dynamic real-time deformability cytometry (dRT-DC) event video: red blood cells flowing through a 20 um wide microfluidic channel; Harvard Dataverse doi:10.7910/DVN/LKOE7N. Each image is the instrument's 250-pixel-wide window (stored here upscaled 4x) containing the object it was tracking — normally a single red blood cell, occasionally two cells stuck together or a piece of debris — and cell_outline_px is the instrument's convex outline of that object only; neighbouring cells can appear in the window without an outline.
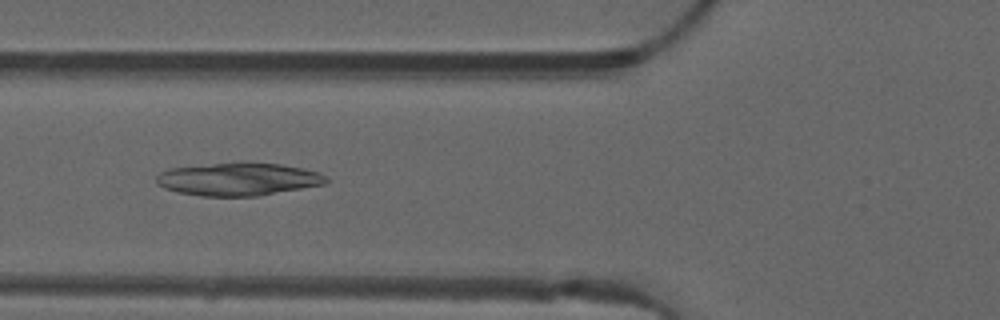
{"species": "common noctule bat (a hibernating species)", "species_latin": "Nyctalus noctula", "temperature_condition": "warm", "stored_images_in_passage": 49, "camera_frame_rate_fps": 3000, "um_per_image_px": 0.085, "animal": {"sex": "male", "forearm_length_mm": 52.5}, "frame": {"image": 1, "passage_image": 18, "time_ms": 5.667, "image_size_px": [1000, 320], "cell_outline_px": [[328, 180], [324, 184], [256, 196], [200, 196], [176, 192], [164, 188], [156, 184], [156, 176], [160, 172], [168, 168], [212, 164], [280, 164], [304, 168], [320, 172]], "centroid_in_image_um": [20.2, 15.25], "position_along_channel_um": 105.6, "area_um2": 31.96}}
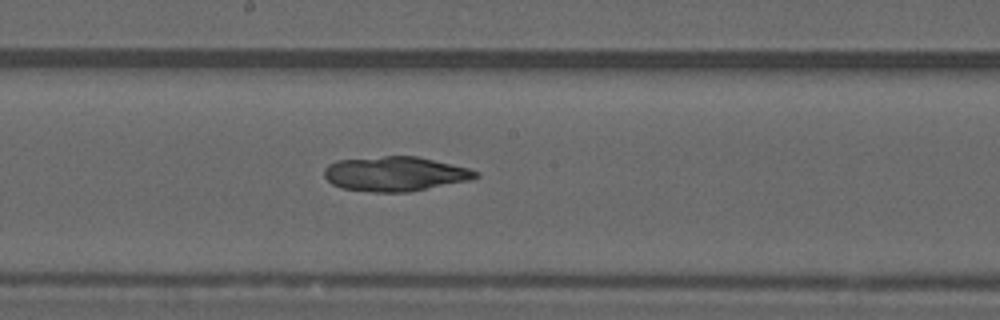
{"frame": {"image": 2, "passage_image": 26, "time_ms": 8.333, "image_size_px": [1000, 320], "cell_outline_px": [[480, 176], [472, 180], [408, 192], [372, 192], [340, 188], [332, 184], [324, 176], [324, 168], [328, 164], [336, 160], [384, 156], [416, 156], [468, 168], [480, 172]], "centroid_in_image_um": [33.58, 14.78], "position_along_channel_um": 214.6, "area_um2": 30.69}}
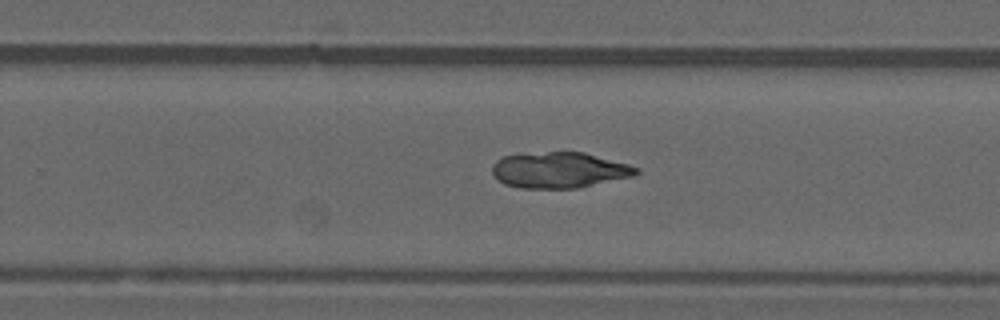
{"frame": {"image": 3, "passage_image": 31, "time_ms": 10.0, "image_size_px": [1000, 320], "cell_outline_px": [[640, 172], [636, 176], [576, 188], [520, 188], [504, 184], [492, 172], [492, 164], [496, 160], [504, 156], [548, 152], [584, 152], [628, 164], [640, 168]], "centroid_in_image_um": [47.58, 14.46], "position_along_channel_um": 282.2, "area_um2": 30.0}}